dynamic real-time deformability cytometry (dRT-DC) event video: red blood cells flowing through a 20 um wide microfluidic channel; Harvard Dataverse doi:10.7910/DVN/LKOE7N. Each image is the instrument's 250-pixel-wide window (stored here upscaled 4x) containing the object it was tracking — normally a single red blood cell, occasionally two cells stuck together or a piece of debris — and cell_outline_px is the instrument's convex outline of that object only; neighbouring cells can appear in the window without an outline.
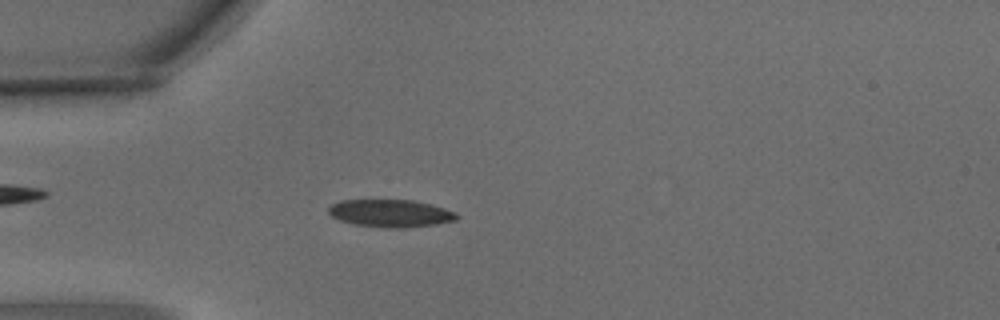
{"species": "common noctule bat (a hibernating species)", "species_latin": "Nyctalus noctula", "temperature_condition": "warm", "stored_images_in_passage": 1, "camera_frame_rate_fps": 3000, "um_per_image_px": 0.085, "animal": {"sex": "male", "body_mass_g": 15.6}, "frame": {"image": 1, "passage_image": 1, "time_ms": 0.0, "image_size_px": [1000, 320], "cell_outline_px": [[460, 216], [456, 220], [436, 224], [404, 228], [388, 228], [356, 224], [340, 220], [332, 216], [328, 212], [328, 208], [332, 204], [340, 200], [412, 200], [444, 208], [456, 212]], "centroid_in_image_um": [33.21, 18.13], "position_along_channel_um": 51.8, "area_um2": 20.46}}